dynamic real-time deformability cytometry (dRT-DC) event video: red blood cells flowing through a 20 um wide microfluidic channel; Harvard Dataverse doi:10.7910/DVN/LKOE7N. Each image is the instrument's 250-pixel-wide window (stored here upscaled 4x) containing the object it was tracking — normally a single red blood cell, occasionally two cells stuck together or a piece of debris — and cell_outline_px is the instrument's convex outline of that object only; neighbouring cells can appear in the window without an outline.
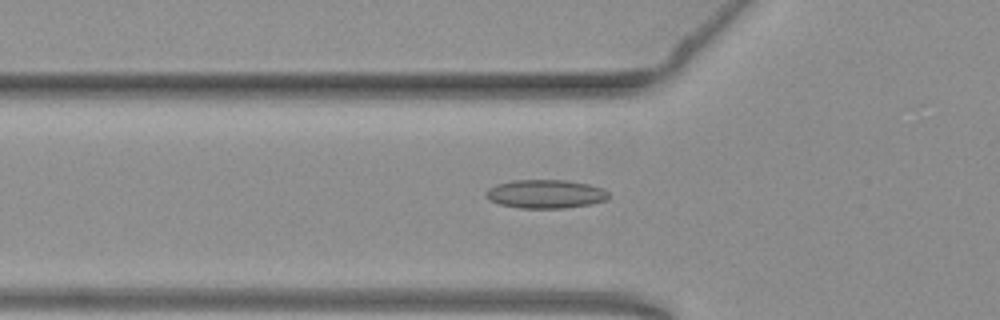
{"species": "common noctule bat (a hibernating species)", "species_latin": "Nyctalus noctula", "temperature_condition": "warm", "stored_images_in_passage": 40, "camera_frame_rate_fps": 3000, "um_per_image_px": 0.085, "animal": {"sex": "female", "body_mass_g": 19.3, "forearm_length_mm": 54.1}, "frame": {"image": 1, "passage_image": 4, "time_ms": 1.0, "image_size_px": [1000, 320], "cell_outline_px": [[608, 200], [588, 204], [564, 208], [520, 208], [500, 204], [488, 200], [484, 196], [484, 192], [488, 188], [496, 184], [512, 180], [564, 180], [588, 184], [604, 188], [608, 192]], "centroid_in_image_um": [46.33, 16.48], "position_along_channel_um": 79.5, "area_um2": 20.58}}
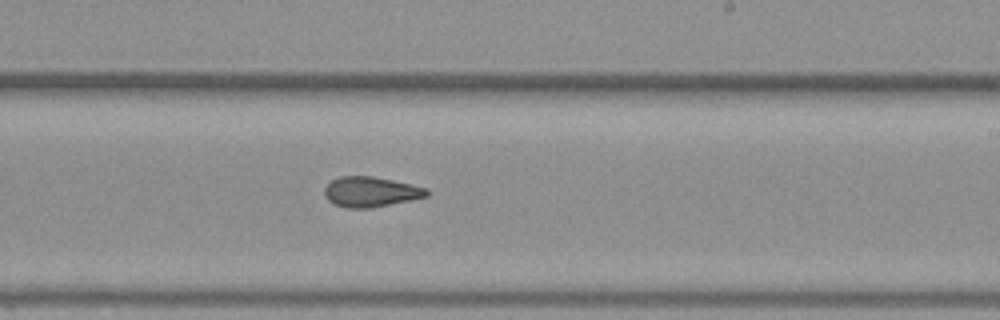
{"frame": {"image": 2, "passage_image": 18, "time_ms": 5.667, "image_size_px": [1000, 320], "cell_outline_px": [[428, 196], [372, 208], [348, 208], [336, 204], [328, 200], [324, 196], [324, 188], [332, 180], [340, 176], [372, 176], [392, 180], [428, 188]], "centroid_in_image_um": [31.5, 16.3], "position_along_channel_um": 257.5, "area_um2": 17.86}}
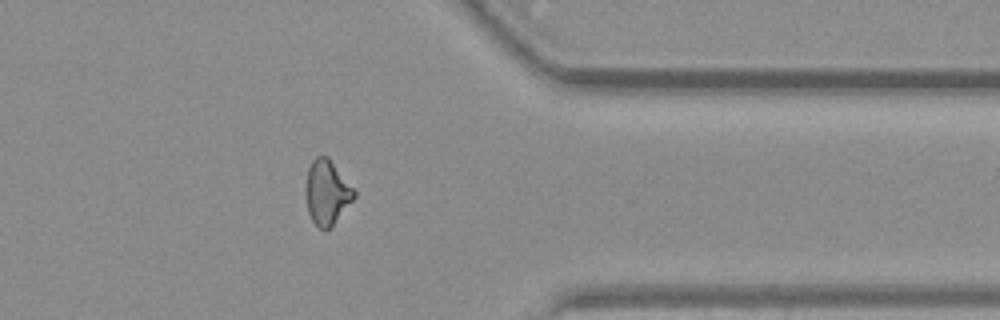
{"frame": {"image": 3, "passage_image": 29, "time_ms": 9.333, "image_size_px": [1000, 320], "cell_outline_px": [[356, 196], [332, 224], [324, 232], [312, 220], [308, 212], [308, 168], [312, 160], [316, 156], [328, 156], [356, 192]], "centroid_in_image_um": [27.81, 16.33], "position_along_channel_um": 383.6, "area_um2": 17.4}, "authors_computed_cell_mechanics": {"area_um2": 18.3515, "velocity_mm_per_s": 3.7969, "shape_relaxation_time_tau1_ms": null, "shape_relaxation_time_tau2_ms": 2.9334, "deformation_change_tau1": null, "deformation_change_tau2": 0.09}}